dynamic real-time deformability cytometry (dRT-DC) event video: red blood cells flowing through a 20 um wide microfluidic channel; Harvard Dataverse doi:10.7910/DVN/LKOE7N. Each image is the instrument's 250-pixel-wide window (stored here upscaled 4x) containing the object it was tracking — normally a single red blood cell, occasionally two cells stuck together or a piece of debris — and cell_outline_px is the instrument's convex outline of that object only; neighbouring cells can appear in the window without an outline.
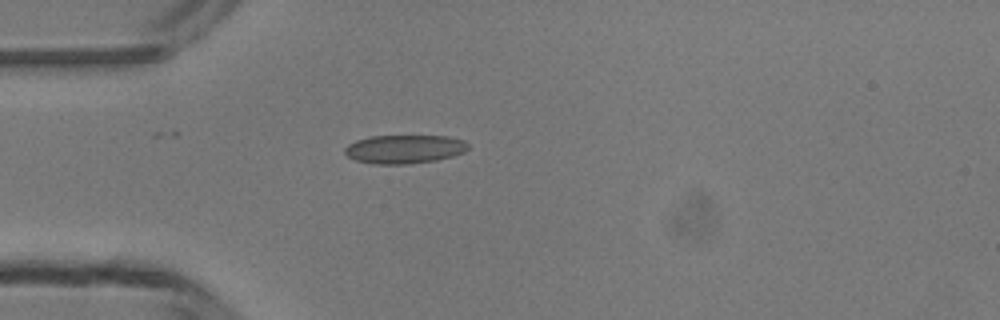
{"species": "common noctule bat (a hibernating species)", "species_latin": "Nyctalus noctula", "temperature_condition": "room temperature", "stored_images_in_passage": 1, "camera_frame_rate_fps": 3000, "um_per_image_px": 0.085, "animal": {"sex": "male", "body_mass_g": 13.3}, "frame": {"image": 1, "passage_image": 1, "time_ms": 0.0, "image_size_px": [1000, 320], "cell_outline_px": [[468, 148], [464, 152], [452, 156], [436, 160], [408, 164], [372, 164], [356, 160], [348, 156], [344, 152], [344, 148], [348, 144], [356, 140], [372, 136], [448, 136], [464, 140], [468, 144]], "centroid_in_image_um": [34.37, 12.67], "position_along_channel_um": 50.6, "area_um2": 20.58}}